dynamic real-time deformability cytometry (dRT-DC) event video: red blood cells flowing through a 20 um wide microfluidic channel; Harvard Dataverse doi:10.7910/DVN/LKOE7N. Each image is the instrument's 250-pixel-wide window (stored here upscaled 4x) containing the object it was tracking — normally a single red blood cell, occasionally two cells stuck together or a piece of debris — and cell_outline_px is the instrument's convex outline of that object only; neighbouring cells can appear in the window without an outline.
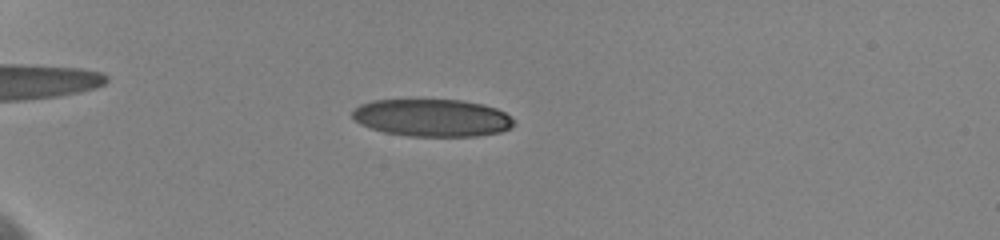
{"species": "human", "species_latin": "Homo sapiens", "temperature_condition": "cold", "stored_images_in_passage": 41, "camera_frame_rate_fps": 3000, "um_per_image_px": 0.085, "donor": {"sex": "female"}, "frame": {"image": 1, "passage_image": 12, "time_ms": 5.667, "image_size_px": [1000, 240], "cell_outline_px": [[512, 128], [500, 132], [476, 136], [408, 136], [384, 132], [360, 124], [352, 116], [352, 112], [360, 104], [372, 100], [460, 100], [484, 104], [496, 108], [504, 112], [512, 120]], "centroid_in_image_um": [36.73, 10.01], "position_along_channel_um": 48.3, "area_um2": 35.08}}
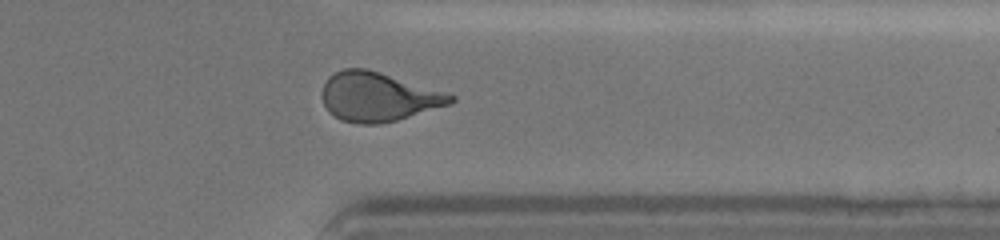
{"frame": {"image": 2, "passage_image": 35, "time_ms": 16.0, "image_size_px": [1000, 240], "cell_outline_px": [[456, 100], [452, 104], [396, 120], [380, 124], [360, 124], [340, 120], [328, 112], [324, 104], [324, 84], [328, 76], [344, 68], [368, 68], [456, 96]], "centroid_in_image_um": [32.14, 8.24], "position_along_channel_um": 379.3, "area_um2": 36.53}}
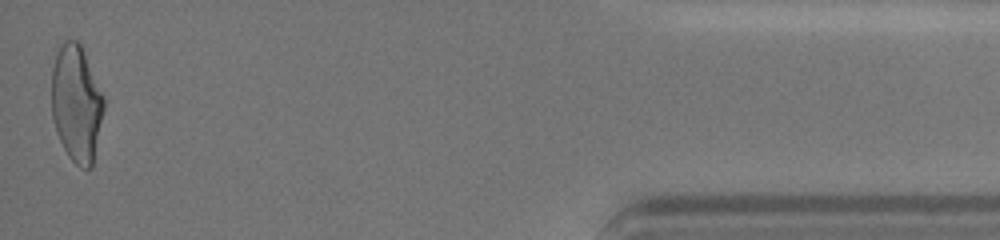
{"frame": {"image": 3, "passage_image": 41, "time_ms": 19.0, "image_size_px": [1000, 240], "cell_outline_px": [[104, 108], [92, 168], [80, 168], [68, 156], [56, 132], [52, 116], [52, 68], [56, 44], [64, 40], [76, 40], [80, 44], [84, 52], [104, 96]], "centroid_in_image_um": [6.48, 8.76], "position_along_channel_um": 428.7, "area_um2": 35.84}, "authors_computed_cell_mechanics": {"area_um2": 35.836, "velocity_mm_per_s": 3.6303, "shape_relaxation_time_tau1_ms": 7.5502, "shape_relaxation_time_tau2_ms": 0.9271, "deformation_change_tau1": 0.2224, "deformation_change_tau2": 0.0897}}